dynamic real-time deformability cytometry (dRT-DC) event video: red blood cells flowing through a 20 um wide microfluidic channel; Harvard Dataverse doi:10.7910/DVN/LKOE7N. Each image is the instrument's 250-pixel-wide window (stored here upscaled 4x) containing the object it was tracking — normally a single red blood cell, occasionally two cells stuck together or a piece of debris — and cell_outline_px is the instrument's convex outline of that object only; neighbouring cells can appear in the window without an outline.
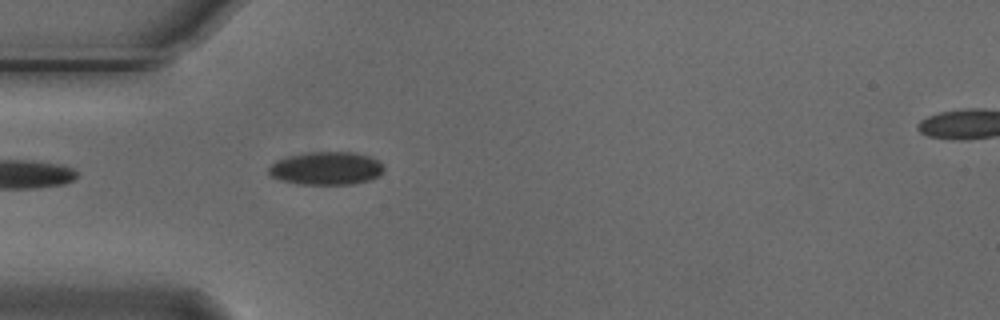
{"species": "Egyptian fruit bat (a non-hibernating species)", "species_latin": "Rousettus aegyptiacus", "temperature_condition": "cold", "stored_images_in_passage": 5, "segment_of_instrument_passage": [1, 2], "camera_frame_rate_fps": 3000, "um_per_image_px": 0.085, "animal": {"sex": "male"}, "frame": {"image": 1, "passage_image": 4, "time_ms": 1.0, "image_size_px": [1000, 320], "cell_outline_px": [[384, 172], [368, 180], [352, 184], [296, 184], [280, 180], [268, 176], [268, 168], [276, 160], [288, 156], [308, 152], [356, 152], [380, 160], [384, 164]], "centroid_in_image_um": [27.72, 14.3], "position_along_channel_um": 57.3, "area_um2": 22.43}}